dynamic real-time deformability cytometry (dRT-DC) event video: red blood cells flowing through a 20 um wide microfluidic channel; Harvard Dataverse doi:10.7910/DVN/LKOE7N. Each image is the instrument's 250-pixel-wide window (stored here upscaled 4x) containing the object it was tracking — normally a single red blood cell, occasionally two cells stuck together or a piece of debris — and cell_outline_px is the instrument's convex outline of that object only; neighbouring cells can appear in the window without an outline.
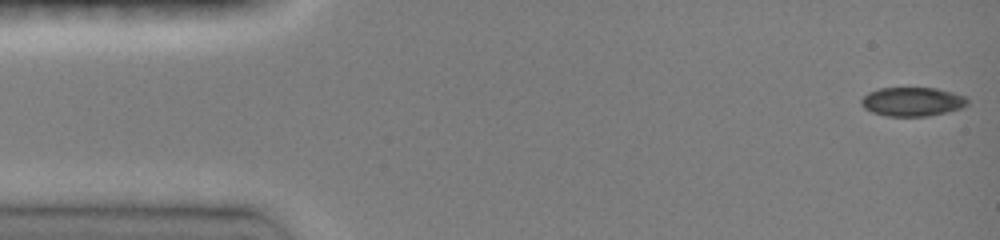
{"species": "common noctule bat (a hibernating species)", "species_latin": "Nyctalus noctula", "temperature_condition": "room temperature", "stored_images_in_passage": 39, "camera_frame_rate_fps": 3000, "um_per_image_px": 0.085, "animal": {"sex": "female", "body_mass_g": 19.0, "forearm_length_mm": 51.5}, "frame": {"image": 1, "passage_image": 1, "time_ms": 0.0, "image_size_px": [1000, 240], "cell_outline_px": [[968, 104], [960, 108], [948, 112], [928, 116], [888, 116], [872, 112], [864, 108], [860, 104], [860, 100], [868, 92], [880, 88], [936, 88], [952, 92], [964, 96], [968, 100]], "centroid_in_image_um": [77.53, 8.64], "position_along_channel_um": 7.5, "area_um2": 17.92}}
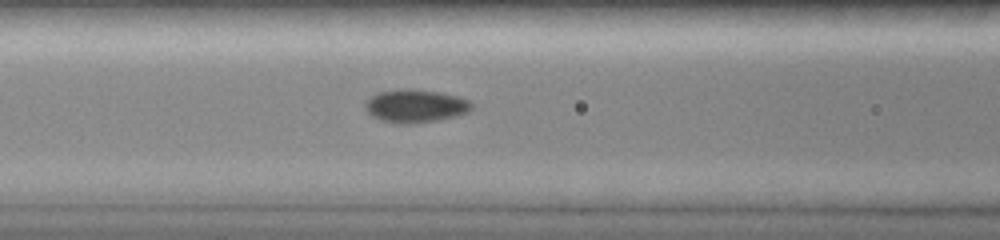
{"frame": {"image": 2, "passage_image": 16, "time_ms": 6.0, "image_size_px": [1000, 240], "cell_outline_px": [[476, 108], [468, 112], [456, 116], [416, 124], [396, 124], [380, 120], [372, 116], [364, 108], [364, 104], [376, 92], [400, 88], [412, 88], [440, 92], [456, 96], [468, 100]], "centroid_in_image_um": [35.3, 9.01], "position_along_channel_um": 131.3, "area_um2": 20.92}}
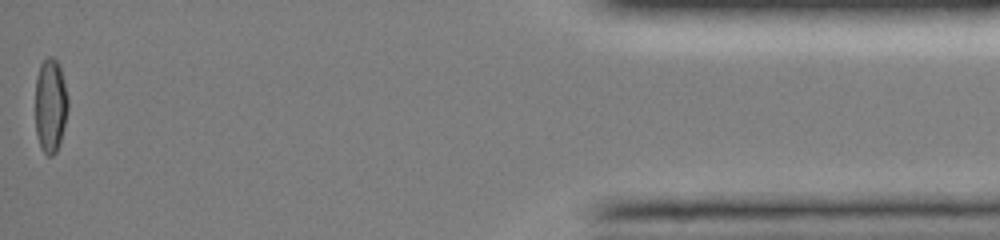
{"frame": {"image": 3, "passage_image": 39, "time_ms": 15.333, "image_size_px": [1000, 240], "cell_outline_px": [[68, 108], [60, 144], [56, 152], [52, 156], [48, 156], [40, 148], [36, 132], [36, 76], [40, 64], [48, 56], [52, 56], [60, 64], [68, 96]], "centroid_in_image_um": [4.3, 8.96], "position_along_channel_um": 430.9, "area_um2": 18.15}, "authors_computed_cell_mechanics": {"area_um2": 18.2648, "velocity_mm_per_s": 4.0485, "shape_relaxation_time_tau1_ms": 5.2853, "shape_relaxation_time_tau2_ms": 1.3757, "deformation_change_tau1": 0.1479, "deformation_change_tau2": 0.0335}}